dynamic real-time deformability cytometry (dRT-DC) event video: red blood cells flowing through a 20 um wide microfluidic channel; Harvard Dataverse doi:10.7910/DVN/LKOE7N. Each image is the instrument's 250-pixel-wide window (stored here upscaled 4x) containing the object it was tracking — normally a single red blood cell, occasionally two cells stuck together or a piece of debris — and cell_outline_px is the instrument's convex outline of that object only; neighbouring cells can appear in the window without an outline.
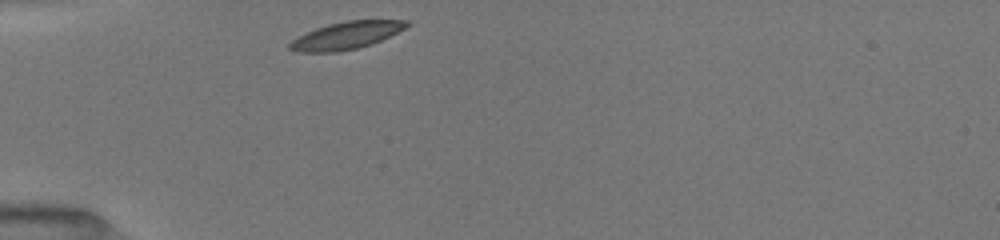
{"species": "common noctule bat (a hibernating species)", "species_latin": "Nyctalus noctula", "temperature_condition": "room temperature", "stored_images_in_passage": 28, "camera_frame_rate_fps": 3000, "um_per_image_px": 0.085, "animal": {"sex": "female", "body_mass_g": 19.5, "forearm_length_mm": 54.1}, "frame": {"image": 1, "passage_image": 1, "time_ms": 0.0, "image_size_px": [1000, 240], "cell_outline_px": [[412, 24], [372, 44], [356, 48], [336, 52], [296, 52], [288, 48], [288, 44], [292, 40], [316, 28], [328, 24], [348, 20], [408, 20]], "centroid_in_image_um": [29.42, 3.01], "position_along_channel_um": 55.6, "area_um2": 18.44}}
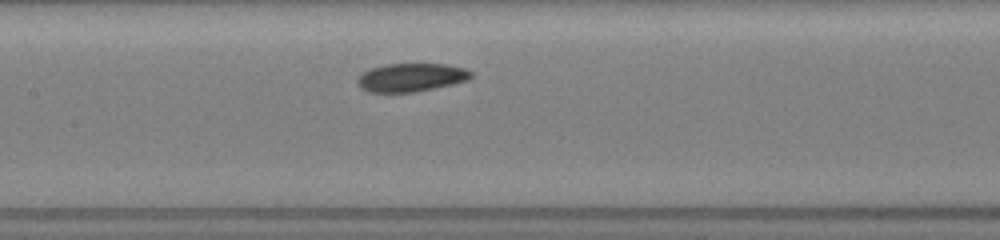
{"frame": {"image": 2, "passage_image": 10, "time_ms": 3.333, "image_size_px": [1000, 240], "cell_outline_px": [[472, 76], [468, 80], [452, 84], [416, 92], [368, 92], [360, 88], [356, 84], [356, 80], [364, 72], [372, 68], [388, 64], [448, 64], [464, 68], [472, 72]], "centroid_in_image_um": [34.94, 6.59], "position_along_channel_um": 172.5, "area_um2": 18.73}}
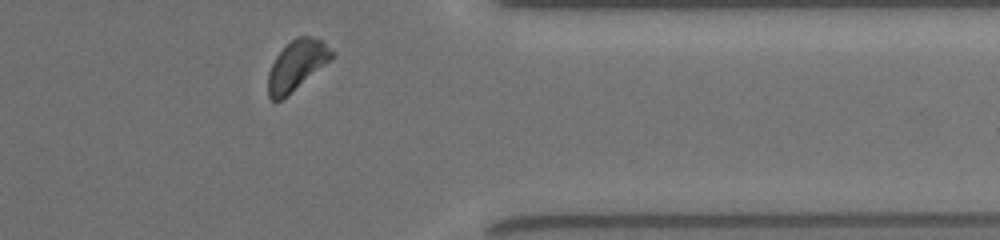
{"frame": {"image": 3, "passage_image": 25, "time_ms": 9.0, "image_size_px": [1000, 240], "cell_outline_px": [[336, 56], [332, 60], [280, 100], [272, 100], [268, 96], [268, 72], [276, 56], [296, 36], [312, 36], [320, 40], [336, 52]], "centroid_in_image_um": [25.26, 5.52], "position_along_channel_um": 386.1, "area_um2": 18.32}, "authors_computed_cell_mechanics": {"area_um2": 19.0162, "velocity_mm_per_s": 3.924, "shape_relaxation_time_tau1_ms": 2.1334, "shape_relaxation_time_tau2_ms": 8.1007, "deformation_change_tau1": 0.0555, "deformation_change_tau2": 0.1445}}